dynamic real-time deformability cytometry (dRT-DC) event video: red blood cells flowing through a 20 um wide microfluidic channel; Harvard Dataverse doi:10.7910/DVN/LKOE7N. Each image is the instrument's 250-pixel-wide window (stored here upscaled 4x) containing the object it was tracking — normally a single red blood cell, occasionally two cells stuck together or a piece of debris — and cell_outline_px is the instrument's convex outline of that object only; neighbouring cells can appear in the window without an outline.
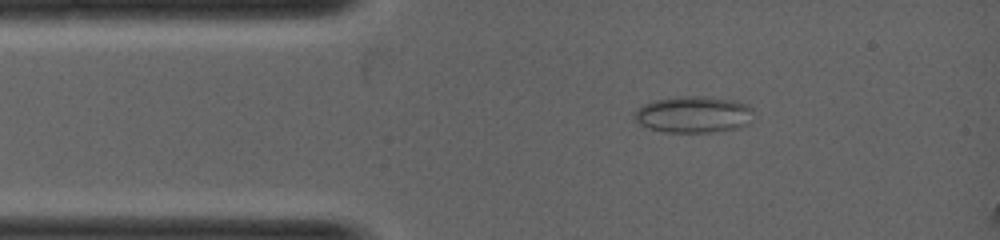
{"species": "common noctule bat (a hibernating species)", "species_latin": "Nyctalus noctula", "temperature_condition": "warm", "stored_images_in_passage": 8, "camera_frame_rate_fps": 5000, "um_per_image_px": 0.085, "animal": {"sex": "female", "body_mass_g": 19.0, "forearm_length_mm": 53.3}, "frame": {"image": 1, "passage_image": 5, "time_ms": 0.8, "image_size_px": [1000, 240], "cell_outline_px": [[752, 124], [740, 128], [712, 132], [664, 132], [648, 128], [640, 124], [632, 116], [632, 112], [636, 108], [652, 100], [676, 96], [712, 96], [736, 100], [748, 104], [752, 108]], "centroid_in_image_um": [58.97, 9.72], "position_along_channel_um": 26.0, "area_um2": 26.18}}